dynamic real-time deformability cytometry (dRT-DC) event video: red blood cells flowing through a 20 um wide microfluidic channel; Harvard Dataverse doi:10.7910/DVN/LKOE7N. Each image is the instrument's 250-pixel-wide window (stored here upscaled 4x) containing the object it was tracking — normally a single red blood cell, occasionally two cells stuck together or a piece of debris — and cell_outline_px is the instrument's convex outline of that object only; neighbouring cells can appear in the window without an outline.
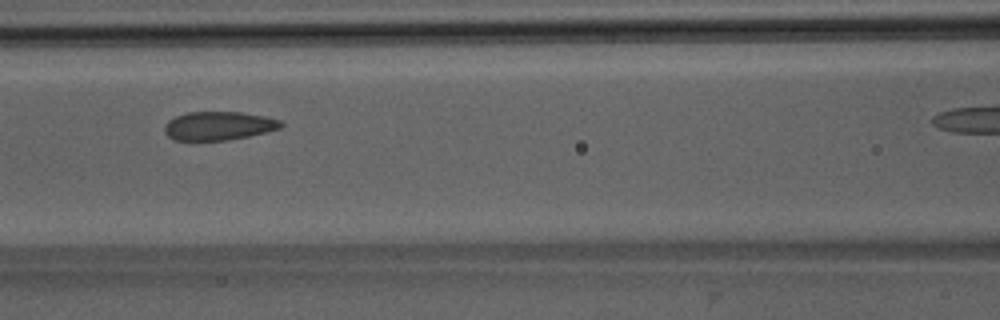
{"species": "Egyptian fruit bat (a non-hibernating species)", "species_latin": "Rousettus aegyptiacus", "temperature_condition": "room temperature", "stored_images_in_passage": 11, "camera_frame_rate_fps": 3000, "um_per_image_px": 0.085, "animal": {"sex": "male"}, "frame": {"image": 1, "passage_image": 7, "time_ms": 8.0, "image_size_px": [1000, 320], "cell_outline_px": [[284, 124], [280, 128], [248, 136], [224, 140], [176, 140], [168, 136], [164, 132], [164, 124], [168, 120], [176, 116], [188, 112], [240, 112], [264, 116], [280, 120]], "centroid_in_image_um": [18.55, 10.69], "position_along_channel_um": 148.0, "area_um2": 19.25}}